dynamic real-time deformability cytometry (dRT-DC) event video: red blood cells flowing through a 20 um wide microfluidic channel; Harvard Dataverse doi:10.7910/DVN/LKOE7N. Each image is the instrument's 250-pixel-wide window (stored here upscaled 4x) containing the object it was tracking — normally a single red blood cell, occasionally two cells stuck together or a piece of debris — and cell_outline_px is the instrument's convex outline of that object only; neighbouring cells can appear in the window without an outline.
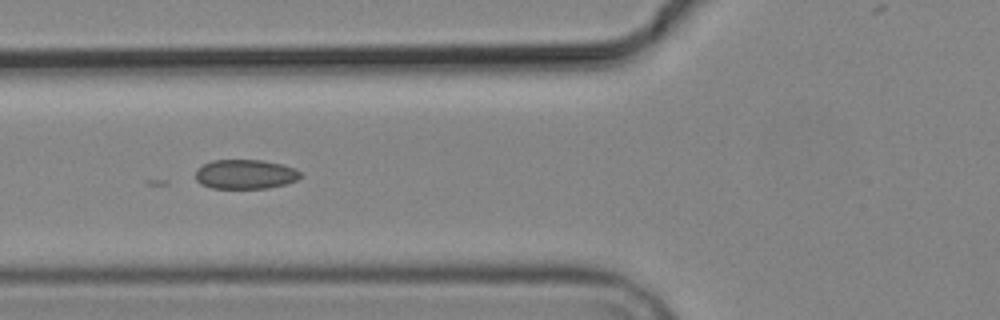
{"species": "common noctule bat (a hibernating species)", "species_latin": "Nyctalus noctula", "temperature_condition": "cold", "stored_images_in_passage": 13, "camera_frame_rate_fps": 3000, "um_per_image_px": 0.085, "animal": {"sex": "male", "body_mass_g": 19.2, "forearm_length_mm": 51.8}, "frame": {"image": 1, "passage_image": 5, "time_ms": 6.0, "image_size_px": [1000, 320], "cell_outline_px": [[300, 176], [296, 180], [284, 184], [268, 188], [212, 188], [200, 184], [196, 180], [196, 168], [212, 160], [264, 160], [284, 164], [296, 168], [300, 172]], "centroid_in_image_um": [20.84, 14.8], "position_along_channel_um": 105.0, "area_um2": 18.09}}
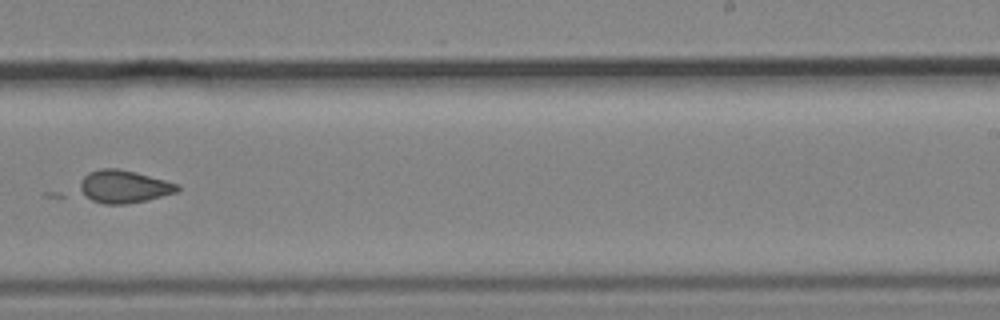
{"frame": {"image": 2, "passage_image": 9, "time_ms": 10.667, "image_size_px": [1000, 320], "cell_outline_px": [[180, 188], [176, 192], [148, 200], [124, 204], [104, 204], [92, 200], [80, 192], [80, 180], [88, 172], [100, 168], [116, 168], [136, 172], [180, 184]], "centroid_in_image_um": [10.52, 15.85], "position_along_channel_um": 278.5, "area_um2": 18.67}}
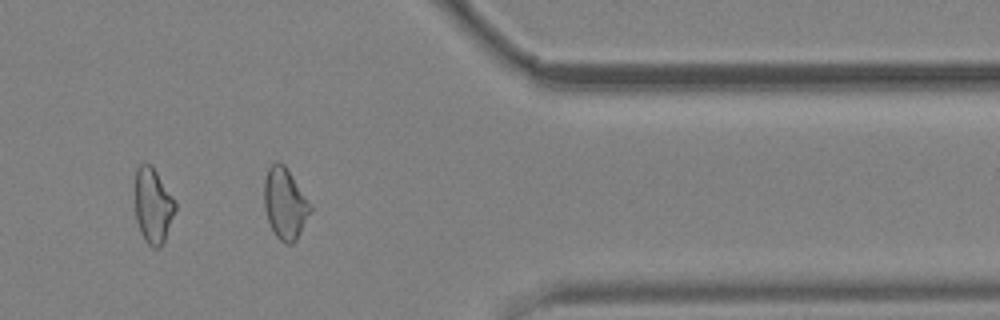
{"frame": {"image": 3, "passage_image": 12, "time_ms": 14.0, "image_size_px": [1000, 320], "cell_outline_px": [[176, 208], [164, 244], [160, 248], [152, 248], [144, 240], [140, 232], [136, 220], [136, 168], [140, 164], [152, 164], [176, 200]], "centroid_in_image_um": [13.03, 17.5], "position_along_channel_um": 398.4, "area_um2": 17.92}}